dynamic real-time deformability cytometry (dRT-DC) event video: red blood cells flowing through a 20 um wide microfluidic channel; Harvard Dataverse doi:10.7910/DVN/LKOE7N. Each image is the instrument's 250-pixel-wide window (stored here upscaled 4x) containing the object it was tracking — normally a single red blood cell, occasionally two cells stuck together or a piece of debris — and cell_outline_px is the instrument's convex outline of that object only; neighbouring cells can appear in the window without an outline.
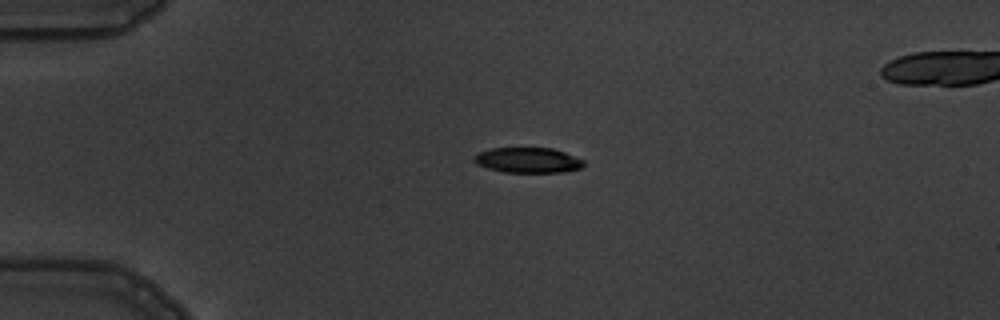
{"species": "common noctule bat (a hibernating species)", "species_latin": "Nyctalus noctula", "temperature_condition": "warm", "stored_images_in_passage": 3, "camera_frame_rate_fps": 3000, "um_per_image_px": 0.085, "animal": {"sex": "male", "body_mass_g": 19.5, "forearm_length_mm": 54.6}, "frame": {"image": 1, "passage_image": 1, "time_ms": 0.0, "image_size_px": [1000, 320], "cell_outline_px": [[584, 164], [580, 168], [564, 172], [504, 172], [488, 168], [476, 164], [472, 160], [472, 156], [476, 152], [492, 148], [552, 148], [564, 152], [584, 160]], "centroid_in_image_um": [44.81, 13.61], "position_along_channel_um": 40.2, "area_um2": 16.24}}